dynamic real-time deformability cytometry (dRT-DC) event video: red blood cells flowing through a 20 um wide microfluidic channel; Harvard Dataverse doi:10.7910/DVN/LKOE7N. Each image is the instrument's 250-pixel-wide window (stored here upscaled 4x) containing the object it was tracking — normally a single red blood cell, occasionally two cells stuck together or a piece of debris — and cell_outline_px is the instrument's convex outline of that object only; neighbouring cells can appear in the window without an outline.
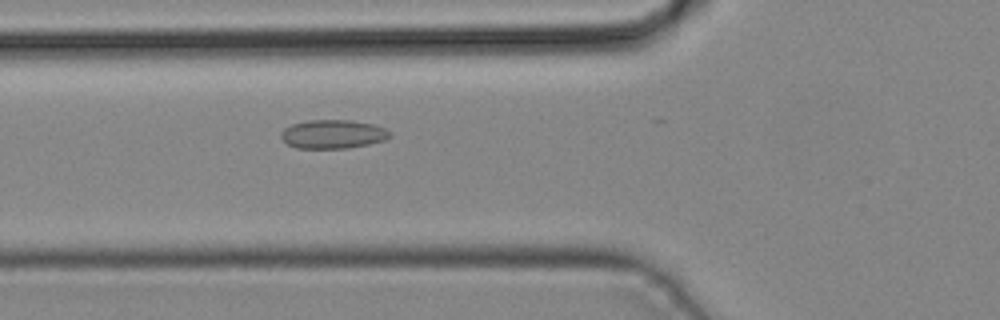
{"species": "common noctule bat (a hibernating species)", "species_latin": "Nyctalus noctula", "temperature_condition": "cold", "stored_images_in_passage": 27, "camera_frame_rate_fps": 3000, "um_per_image_px": 0.085, "animal": {"sex": "male", "body_mass_g": 19.2, "forearm_length_mm": 51.8}, "frame": {"image": 1, "passage_image": 4, "time_ms": 1.0, "image_size_px": [1000, 320], "cell_outline_px": [[392, 136], [384, 140], [368, 144], [348, 148], [296, 148], [288, 144], [280, 136], [280, 132], [284, 128], [292, 124], [308, 120], [352, 120], [372, 124], [384, 128], [392, 132]], "centroid_in_image_um": [28.3, 11.4], "position_along_channel_um": 97.5, "area_um2": 18.26}}
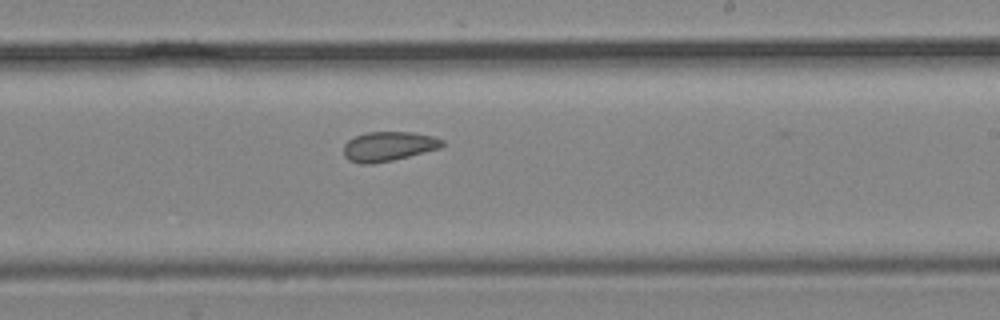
{"frame": {"image": 2, "passage_image": 14, "time_ms": 4.333, "image_size_px": [1000, 320], "cell_outline_px": [[444, 144], [440, 148], [392, 160], [372, 164], [360, 164], [348, 160], [344, 156], [344, 144], [348, 140], [356, 136], [368, 132], [412, 132], [432, 136], [444, 140]], "centroid_in_image_um": [33.0, 12.44], "position_along_channel_um": 256.0, "area_um2": 16.88}}
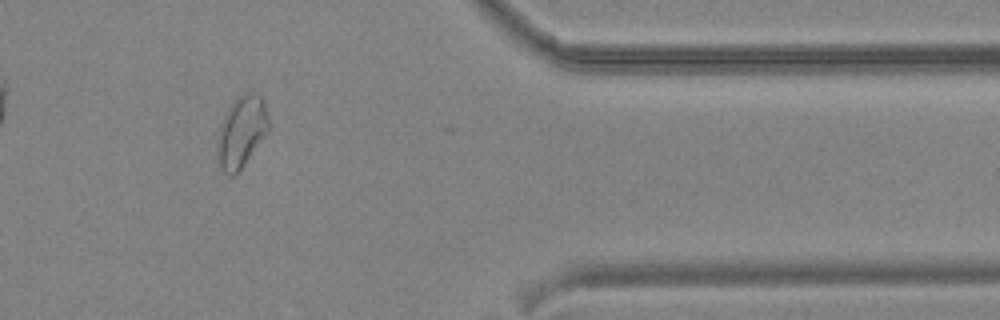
{"frame": {"image": 3, "passage_image": 24, "time_ms": 7.667, "image_size_px": [1000, 320], "cell_outline_px": [[268, 132], [240, 168], [232, 176], [228, 176], [220, 168], [216, 160], [216, 140], [220, 124], [228, 108], [244, 92], [252, 92], [260, 96], [264, 100], [268, 116]], "centroid_in_image_um": [20.49, 11.21], "position_along_channel_um": 390.9, "area_um2": 21.27}}